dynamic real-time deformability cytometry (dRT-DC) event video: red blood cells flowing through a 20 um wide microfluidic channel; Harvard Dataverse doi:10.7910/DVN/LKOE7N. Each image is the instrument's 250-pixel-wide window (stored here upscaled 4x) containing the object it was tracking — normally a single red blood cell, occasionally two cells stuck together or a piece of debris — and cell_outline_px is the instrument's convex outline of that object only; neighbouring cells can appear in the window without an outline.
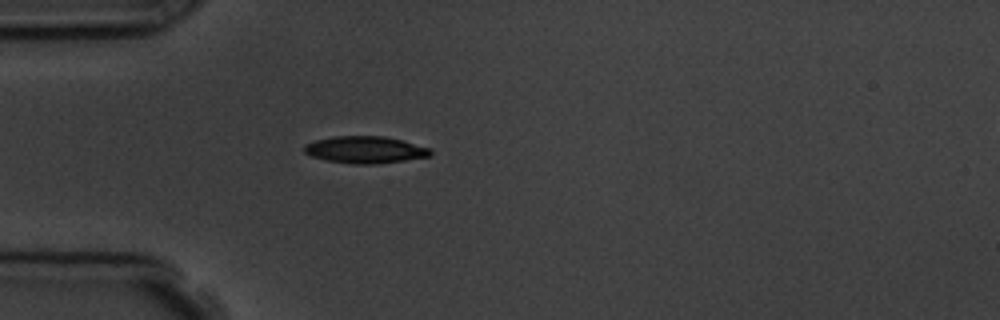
{"species": "common noctule bat (a hibernating species)", "species_latin": "Nyctalus noctula", "temperature_condition": "room temperature", "stored_images_in_passage": 3, "camera_frame_rate_fps": 3000, "um_per_image_px": 0.085, "animal": {"sex": "male", "body_mass_g": 19.5, "forearm_length_mm": 54.6}, "frame": {"image": 1, "passage_image": 3, "time_ms": 3.0, "image_size_px": [1000, 320], "cell_outline_px": [[432, 156], [376, 164], [352, 164], [324, 160], [312, 156], [304, 152], [304, 144], [316, 140], [332, 136], [384, 136], [432, 148]], "centroid_in_image_um": [31.04, 12.73], "position_along_channel_um": 54.0, "area_um2": 19.94}}